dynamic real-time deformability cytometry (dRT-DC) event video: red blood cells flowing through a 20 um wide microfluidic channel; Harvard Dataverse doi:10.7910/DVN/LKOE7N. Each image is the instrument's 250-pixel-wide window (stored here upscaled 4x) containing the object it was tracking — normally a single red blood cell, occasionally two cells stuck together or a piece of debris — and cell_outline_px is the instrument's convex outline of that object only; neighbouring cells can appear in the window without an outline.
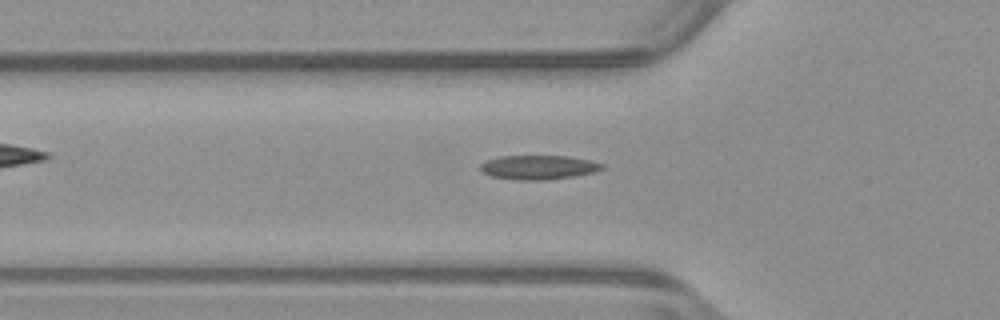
{"species": "common noctule bat (a hibernating species)", "species_latin": "Nyctalus noctula", "temperature_condition": "warm", "stored_images_in_passage": 52, "camera_frame_rate_fps": 3000, "um_per_image_px": 0.085, "animal": {"sex": "male", "body_mass_g": 23.1, "forearm_length_mm": 52.7}, "frame": {"image": 1, "passage_image": 17, "time_ms": 5.333, "image_size_px": [1000, 320], "cell_outline_px": [[604, 168], [592, 172], [572, 176], [548, 180], [516, 180], [492, 176], [480, 172], [480, 164], [488, 160], [500, 156], [564, 156], [588, 160], [604, 164]], "centroid_in_image_um": [45.72, 14.23], "position_along_channel_um": 80.1, "area_um2": 16.99}}
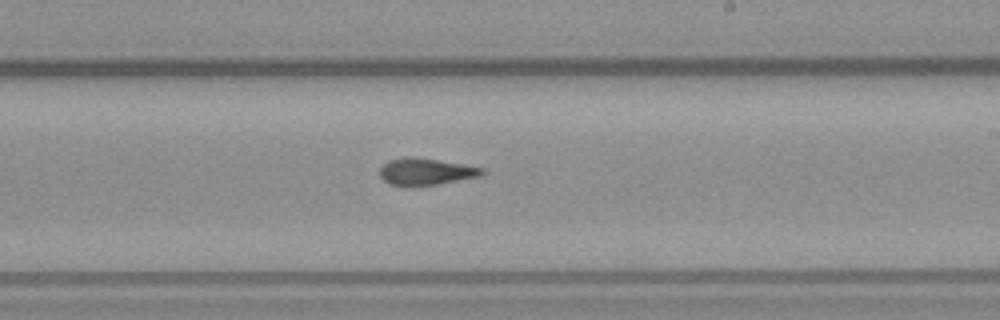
{"frame": {"image": 2, "passage_image": 30, "time_ms": 9.667, "image_size_px": [1000, 320], "cell_outline_px": [[484, 172], [480, 176], [436, 184], [388, 184], [380, 176], [380, 168], [388, 160], [408, 156], [412, 156], [464, 164], [484, 168]], "centroid_in_image_um": [36.2, 14.55], "position_along_channel_um": 252.8, "area_um2": 15.55}}
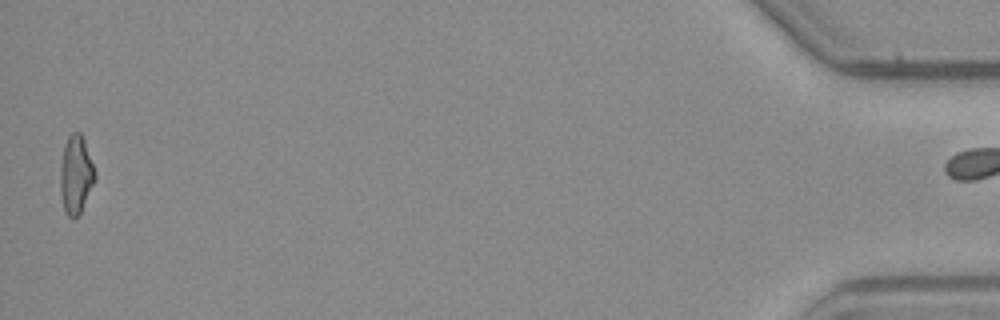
{"frame": {"image": 3, "passage_image": 51, "time_ms": 16.667, "image_size_px": [1000, 320], "cell_outline_px": [[96, 180], [80, 212], [72, 220], [68, 216], [64, 208], [60, 192], [60, 168], [64, 148], [68, 136], [72, 132], [80, 132], [84, 140], [96, 172]], "centroid_in_image_um": [6.46, 14.85], "position_along_channel_um": 428.7, "area_um2": 15.72}, "authors_computed_cell_mechanics": {"area_um2": 15.8372, "velocity_mm_per_s": 3.9682, "shape_relaxation_time_tau1_ms": null, "shape_relaxation_time_tau2_ms": 3.3635, "deformation_change_tau1": null, "deformation_change_tau2": 0.1044}}